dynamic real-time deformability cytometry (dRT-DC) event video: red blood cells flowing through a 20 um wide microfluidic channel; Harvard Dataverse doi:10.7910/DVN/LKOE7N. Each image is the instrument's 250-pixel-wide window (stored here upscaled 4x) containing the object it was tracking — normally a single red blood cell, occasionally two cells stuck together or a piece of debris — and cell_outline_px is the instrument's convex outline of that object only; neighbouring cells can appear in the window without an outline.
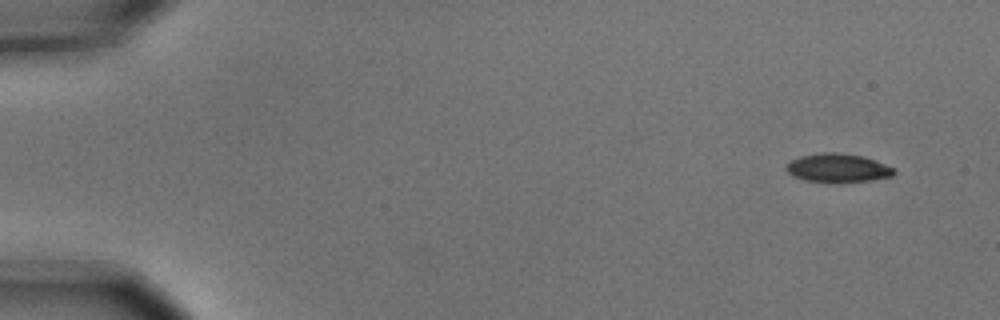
{"species": "common noctule bat (a hibernating species)", "species_latin": "Nyctalus noctula", "temperature_condition": "cold", "stored_images_in_passage": 4, "camera_frame_rate_fps": 3000, "um_per_image_px": 0.085, "animal": {"sex": "male", "body_mass_g": 15.6}, "frame": {"image": 1, "passage_image": 1, "time_ms": 0.0, "image_size_px": [1000, 320], "cell_outline_px": [[896, 172], [892, 176], [872, 180], [840, 184], [836, 184], [804, 180], [792, 176], [788, 172], [788, 164], [792, 160], [800, 156], [824, 152], [840, 152], [864, 156], [876, 160], [896, 168]], "centroid_in_image_um": [71.28, 14.3], "position_along_channel_um": 13.7, "area_um2": 18.5}}
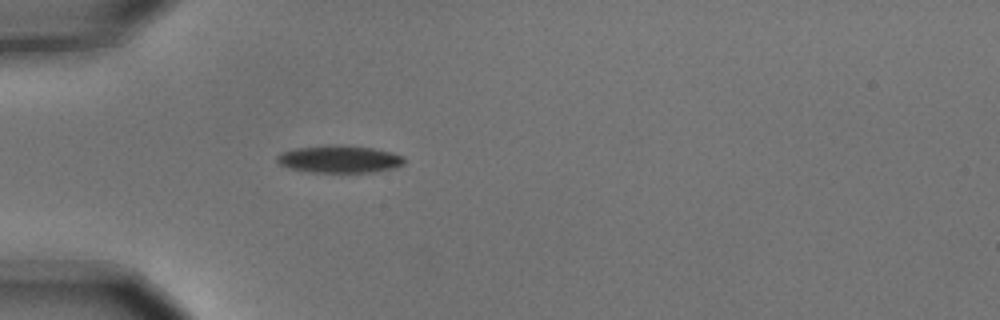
{"frame": {"image": 2, "passage_image": 4, "time_ms": 1.0, "image_size_px": [1000, 320], "cell_outline_px": [[404, 164], [396, 168], [372, 172], [312, 172], [288, 168], [280, 164], [276, 160], [276, 156], [280, 152], [296, 148], [324, 144], [336, 144], [372, 148], [404, 156]], "centroid_in_image_um": [28.82, 13.52], "position_along_channel_um": 56.2, "area_um2": 20.46}}